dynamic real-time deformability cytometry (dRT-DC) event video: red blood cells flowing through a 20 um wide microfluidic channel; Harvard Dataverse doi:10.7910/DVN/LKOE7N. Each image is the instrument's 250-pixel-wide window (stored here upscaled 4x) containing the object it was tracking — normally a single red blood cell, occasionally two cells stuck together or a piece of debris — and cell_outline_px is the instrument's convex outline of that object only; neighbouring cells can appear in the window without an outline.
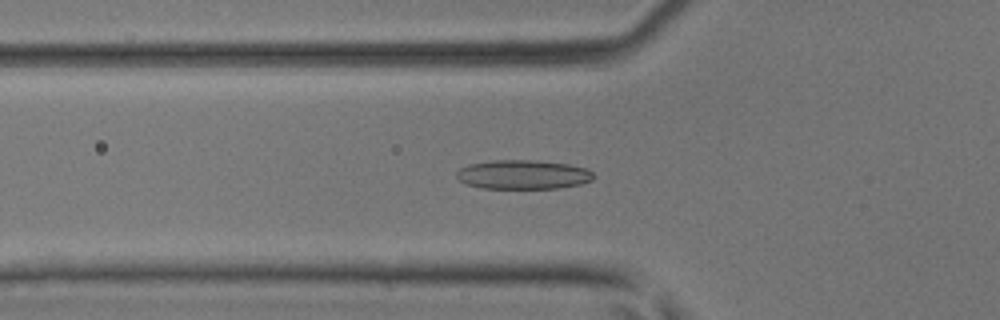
{"species": "common noctule bat (a hibernating species)", "species_latin": "Nyctalus noctula", "temperature_condition": "room temperature", "stored_images_in_passage": 49, "camera_frame_rate_fps": 3000, "um_per_image_px": 0.085, "animal": {"sex": "male", "body_mass_g": 17.9, "forearm_length_mm": 54.2}, "frame": {"image": 1, "passage_image": 17, "time_ms": 5.333, "image_size_px": [1000, 320], "cell_outline_px": [[596, 176], [592, 180], [580, 184], [556, 188], [484, 188], [468, 184], [460, 180], [456, 176], [456, 172], [460, 168], [468, 164], [492, 160], [532, 160], [568, 164], [584, 168], [592, 172]], "centroid_in_image_um": [44.45, 14.83], "position_along_channel_um": 81.3, "area_um2": 23.12}}
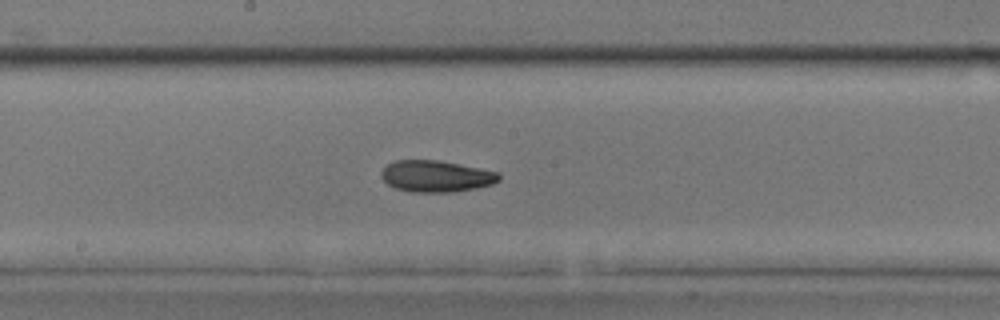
{"frame": {"image": 2, "passage_image": 26, "time_ms": 8.333, "image_size_px": [1000, 320], "cell_outline_px": [[500, 180], [492, 184], [476, 188], [452, 192], [408, 192], [396, 188], [388, 184], [380, 176], [380, 172], [388, 164], [396, 160], [436, 160], [480, 168], [500, 172]], "centroid_in_image_um": [37.07, 14.98], "position_along_channel_um": 211.1, "area_um2": 21.62}}
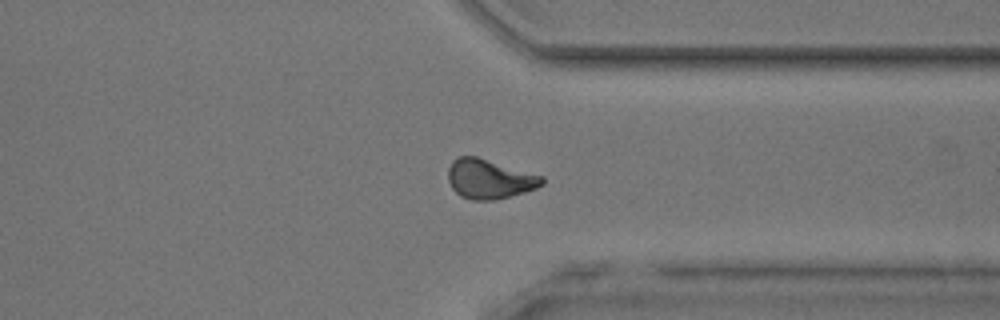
{"frame": {"image": 3, "passage_image": 37, "time_ms": 12.0, "image_size_px": [1000, 320], "cell_outline_px": [[544, 184], [536, 188], [524, 192], [496, 200], [472, 200], [460, 196], [452, 188], [448, 180], [448, 168], [452, 160], [456, 156], [476, 156], [544, 176]], "centroid_in_image_um": [41.59, 15.21], "position_along_channel_um": 369.8, "area_um2": 21.73}}